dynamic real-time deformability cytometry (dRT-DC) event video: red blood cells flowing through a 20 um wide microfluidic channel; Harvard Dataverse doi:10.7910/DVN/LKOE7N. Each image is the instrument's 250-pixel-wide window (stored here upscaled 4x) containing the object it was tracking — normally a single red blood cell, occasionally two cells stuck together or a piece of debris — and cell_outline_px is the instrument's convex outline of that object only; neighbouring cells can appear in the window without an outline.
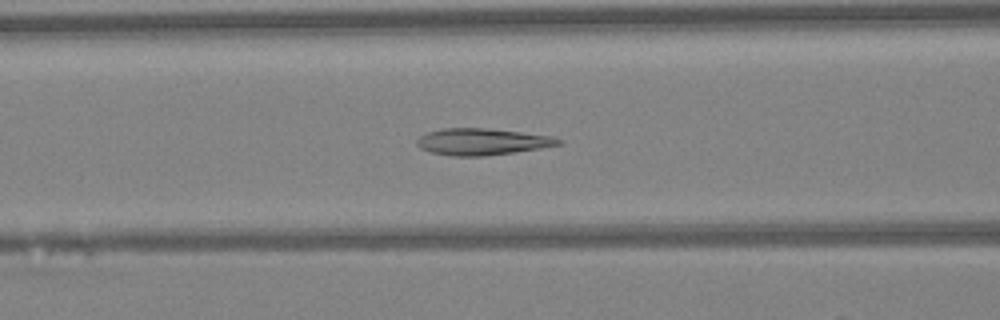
{"species": "Egyptian fruit bat (a non-hibernating species)", "species_latin": "Rousettus aegyptiacus", "temperature_condition": "warm", "stored_images_in_passage": 43, "camera_frame_rate_fps": 3000, "um_per_image_px": 0.085, "animal": {"sex": "female"}, "frame": {"image": 1, "passage_image": 15, "time_ms": 4.667, "image_size_px": [1000, 320], "cell_outline_px": [[564, 144], [540, 148], [484, 156], [452, 156], [432, 152], [420, 148], [416, 144], [416, 140], [420, 136], [428, 132], [440, 128], [488, 128], [552, 136], [564, 140]], "centroid_in_image_um": [40.99, 12.04], "position_along_channel_um": 125.6, "area_um2": 21.96}}
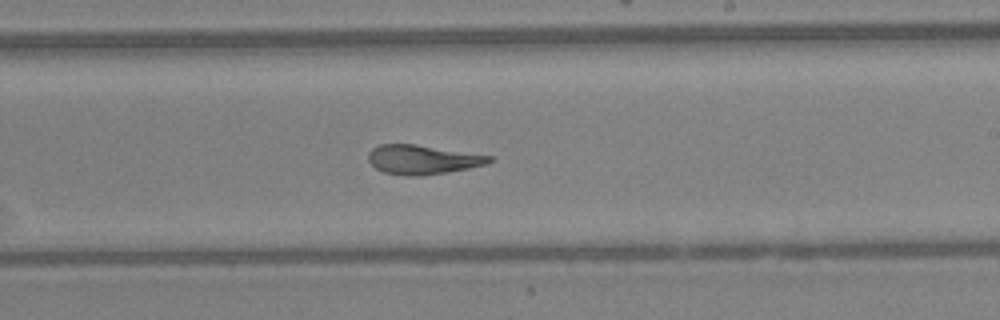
{"frame": {"image": 2, "passage_image": 24, "time_ms": 7.667, "image_size_px": [1000, 320], "cell_outline_px": [[492, 160], [484, 164], [468, 168], [448, 172], [420, 176], [404, 176], [384, 172], [376, 168], [368, 160], [368, 152], [372, 148], [380, 144], [416, 144], [492, 156]], "centroid_in_image_um": [35.87, 13.56], "position_along_channel_um": 253.1, "area_um2": 20.52}}
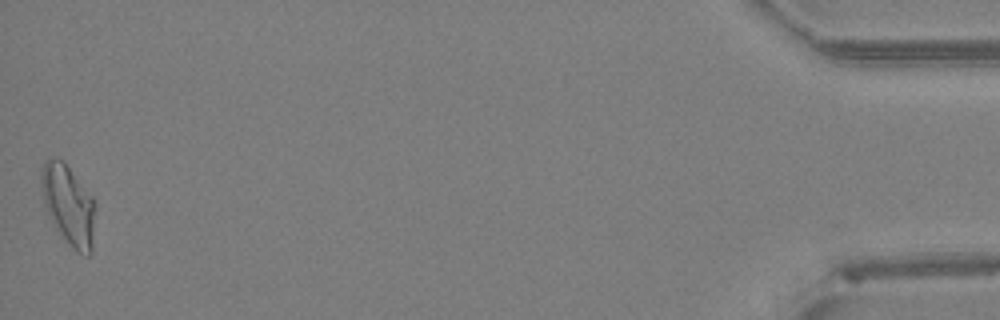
{"frame": {"image": 3, "passage_image": 43, "time_ms": 14.0, "image_size_px": [1000, 320], "cell_outline_px": [[96, 204], [92, 252], [88, 256], [76, 252], [68, 244], [60, 232], [48, 212], [44, 200], [40, 176], [44, 164], [48, 160], [60, 160], [68, 168], [96, 200]], "centroid_in_image_um": [5.89, 17.49], "position_along_channel_um": 429.3, "area_um2": 24.51}, "authors_computed_cell_mechanics": {"area_um2": 21.6172, "velocity_mm_per_s": 4.2682, "shape_relaxation_time_tau1_ms": 7.2457, "shape_relaxation_time_tau2_ms": 1.7398, "deformation_change_tau1": 0.246, "deformation_change_tau2": 0.1121}}